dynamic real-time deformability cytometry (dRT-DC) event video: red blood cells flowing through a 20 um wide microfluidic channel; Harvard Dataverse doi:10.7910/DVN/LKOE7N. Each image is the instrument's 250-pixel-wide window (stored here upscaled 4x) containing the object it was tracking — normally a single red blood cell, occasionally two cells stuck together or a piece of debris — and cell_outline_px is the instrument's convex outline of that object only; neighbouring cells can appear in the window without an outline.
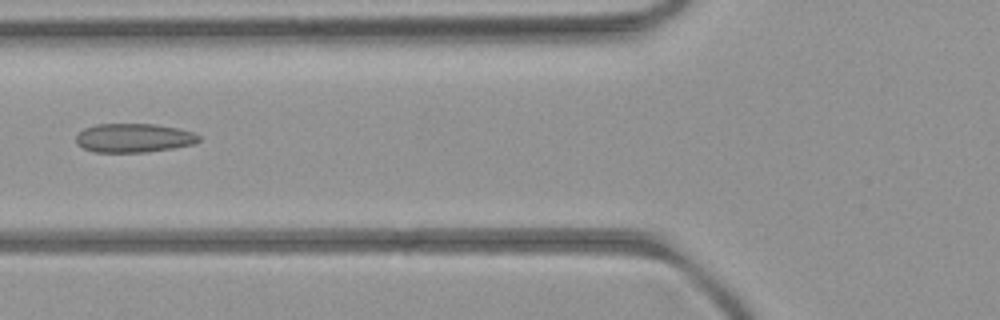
{"species": "common noctule bat (a hibernating species)", "species_latin": "Nyctalus noctula", "temperature_condition": "room temperature", "stored_images_in_passage": 5, "camera_frame_rate_fps": 3000, "um_per_image_px": 0.085, "animal": {"sex": "female", "body_mass_g": 21.9}, "frame": {"image": 1, "passage_image": 5, "time_ms": 5.333, "image_size_px": [1000, 320], "cell_outline_px": [[200, 140], [196, 144], [148, 152], [92, 152], [76, 144], [76, 136], [84, 128], [96, 124], [156, 124], [176, 128], [192, 132], [200, 136]], "centroid_in_image_um": [11.37, 11.73], "position_along_channel_um": 114.4, "area_um2": 20.75}}